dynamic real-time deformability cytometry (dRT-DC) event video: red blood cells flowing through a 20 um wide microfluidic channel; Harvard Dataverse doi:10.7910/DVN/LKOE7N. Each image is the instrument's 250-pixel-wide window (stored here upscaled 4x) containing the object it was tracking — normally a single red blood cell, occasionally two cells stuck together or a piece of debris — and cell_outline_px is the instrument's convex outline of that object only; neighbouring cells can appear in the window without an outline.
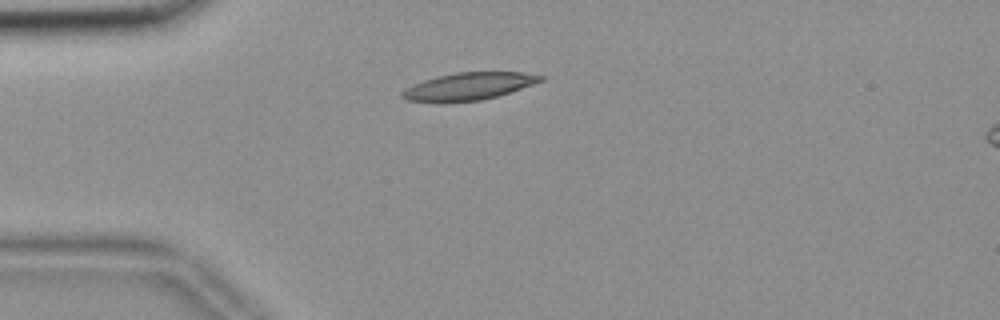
{"species": "common noctule bat (a hibernating species)", "species_latin": "Nyctalus noctula", "temperature_condition": "room temperature", "stored_images_in_passage": 38, "camera_frame_rate_fps": 3000, "um_per_image_px": 0.085, "animal": {"sex": "female", "body_mass_g": 18.4}, "frame": {"image": 1, "passage_image": 2, "time_ms": 0.333, "image_size_px": [1000, 320], "cell_outline_px": [[544, 80], [496, 96], [480, 100], [408, 100], [400, 96], [400, 92], [412, 84], [436, 76], [456, 72], [524, 72], [544, 76]], "centroid_in_image_um": [39.85, 7.29], "position_along_channel_um": 45.1, "area_um2": 21.27}}
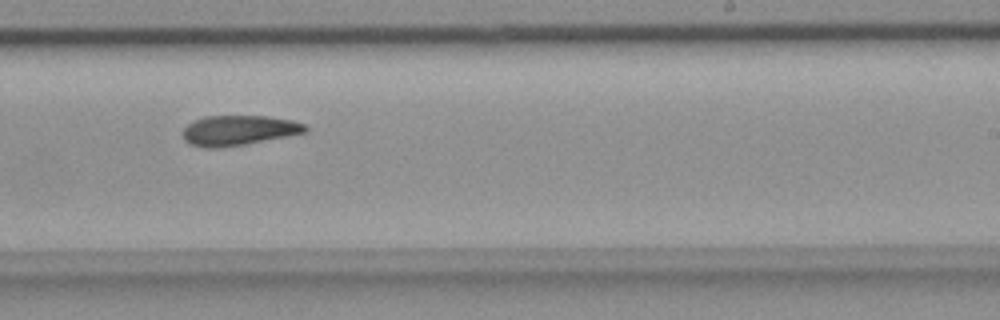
{"frame": {"image": 2, "passage_image": 22, "time_ms": 7.0, "image_size_px": [1000, 320], "cell_outline_px": [[308, 128], [304, 132], [244, 144], [212, 148], [204, 148], [192, 144], [184, 140], [184, 128], [192, 120], [204, 116], [264, 116], [292, 120], [304, 124]], "centroid_in_image_um": [20.23, 11.06], "position_along_channel_um": 268.8, "area_um2": 20.98}}
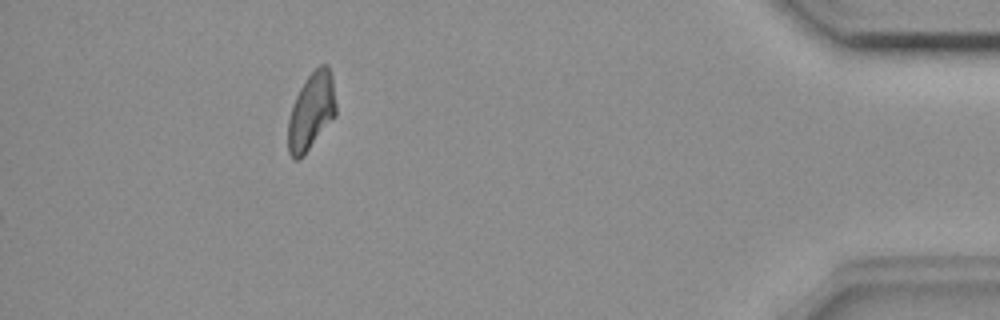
{"frame": {"image": 3, "passage_image": 38, "time_ms": 12.333, "image_size_px": [1000, 320], "cell_outline_px": [[336, 116], [304, 156], [296, 160], [292, 160], [288, 152], [288, 120], [292, 104], [300, 88], [308, 76], [320, 64], [328, 64], [332, 76], [336, 104]], "centroid_in_image_um": [26.46, 9.49], "position_along_channel_um": 408.7, "area_um2": 21.79}}